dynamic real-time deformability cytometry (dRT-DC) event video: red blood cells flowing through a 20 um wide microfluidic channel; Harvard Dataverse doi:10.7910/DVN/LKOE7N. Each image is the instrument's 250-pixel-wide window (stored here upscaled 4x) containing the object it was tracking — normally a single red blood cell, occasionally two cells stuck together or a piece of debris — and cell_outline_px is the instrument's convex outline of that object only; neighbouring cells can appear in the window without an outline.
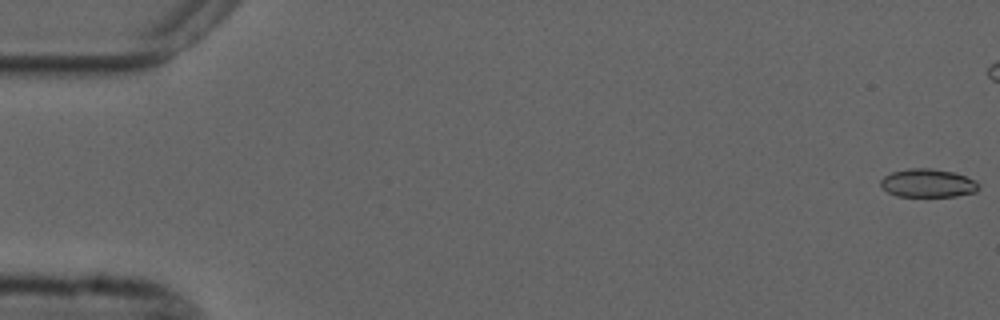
{"species": "common noctule bat (a hibernating species)", "species_latin": "Nyctalus noctula", "temperature_condition": "cold", "stored_images_in_passage": 18, "camera_frame_rate_fps": 3000, "um_per_image_px": 0.085, "animal": {"sex": "male", "forearm_length_mm": 52.5}, "frame": {"image": 1, "passage_image": 1, "time_ms": 0.0, "image_size_px": [1000, 320], "cell_outline_px": [[980, 188], [976, 192], [956, 196], [896, 196], [888, 192], [880, 184], [880, 180], [884, 176], [892, 172], [908, 168], [928, 168], [952, 172], [976, 180], [980, 184]], "centroid_in_image_um": [78.88, 15.57], "position_along_channel_um": 6.1, "area_um2": 16.18}}
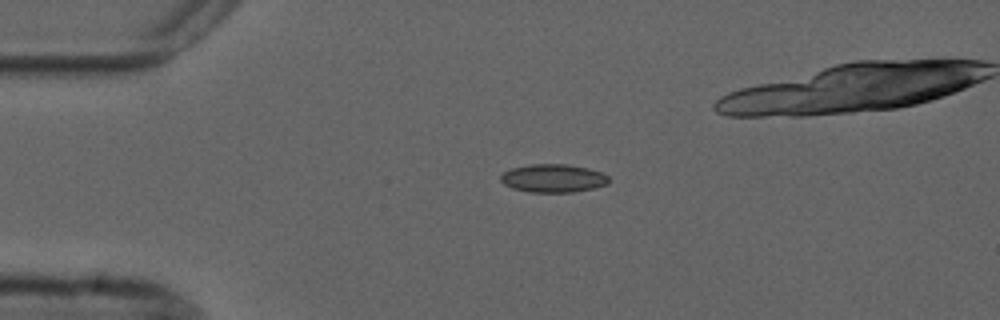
{"frame": {"image": 2, "passage_image": 13, "time_ms": 4.0, "image_size_px": [1000, 320], "cell_outline_px": [[608, 184], [592, 188], [572, 192], [528, 192], [512, 188], [504, 184], [500, 180], [500, 176], [504, 172], [512, 168], [532, 164], [568, 164], [588, 168], [600, 172], [608, 176]], "centroid_in_image_um": [47.0, 15.15], "position_along_channel_um": 38.0, "area_um2": 17.69}}